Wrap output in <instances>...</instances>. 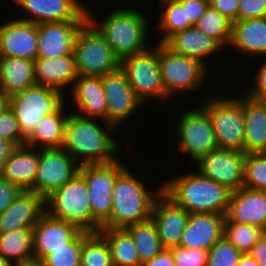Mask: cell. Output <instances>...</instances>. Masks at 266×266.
<instances>
[{"mask_svg":"<svg viewBox=\"0 0 266 266\" xmlns=\"http://www.w3.org/2000/svg\"><path fill=\"white\" fill-rule=\"evenodd\" d=\"M112 129L115 130L116 127L107 124V129H104L93 118L68 113L61 148L80 165L113 162L119 158L115 154L120 143L115 137H111V131H114Z\"/></svg>","mask_w":266,"mask_h":266,"instance_id":"cell-1","label":"cell"},{"mask_svg":"<svg viewBox=\"0 0 266 266\" xmlns=\"http://www.w3.org/2000/svg\"><path fill=\"white\" fill-rule=\"evenodd\" d=\"M163 193L177 206L193 213L225 215L231 190L209 178L195 173L180 174L163 181Z\"/></svg>","mask_w":266,"mask_h":266,"instance_id":"cell-2","label":"cell"},{"mask_svg":"<svg viewBox=\"0 0 266 266\" xmlns=\"http://www.w3.org/2000/svg\"><path fill=\"white\" fill-rule=\"evenodd\" d=\"M127 167L116 177L110 219L101 227L125 228L151 219L155 200L163 193V183L153 192Z\"/></svg>","mask_w":266,"mask_h":266,"instance_id":"cell-3","label":"cell"},{"mask_svg":"<svg viewBox=\"0 0 266 266\" xmlns=\"http://www.w3.org/2000/svg\"><path fill=\"white\" fill-rule=\"evenodd\" d=\"M131 9L132 7L114 9L100 23L87 9V20L103 36L120 60L149 48L146 42L149 36L147 20L150 19H146L147 16L145 17L141 12Z\"/></svg>","mask_w":266,"mask_h":266,"instance_id":"cell-4","label":"cell"},{"mask_svg":"<svg viewBox=\"0 0 266 266\" xmlns=\"http://www.w3.org/2000/svg\"><path fill=\"white\" fill-rule=\"evenodd\" d=\"M89 190L83 176L75 177L45 198V212L53 218L77 226L80 230L97 233L101 226L92 218Z\"/></svg>","mask_w":266,"mask_h":266,"instance_id":"cell-5","label":"cell"},{"mask_svg":"<svg viewBox=\"0 0 266 266\" xmlns=\"http://www.w3.org/2000/svg\"><path fill=\"white\" fill-rule=\"evenodd\" d=\"M73 56L79 76H104L120 68V59L88 20L77 32Z\"/></svg>","mask_w":266,"mask_h":266,"instance_id":"cell-6","label":"cell"},{"mask_svg":"<svg viewBox=\"0 0 266 266\" xmlns=\"http://www.w3.org/2000/svg\"><path fill=\"white\" fill-rule=\"evenodd\" d=\"M64 93L66 92L35 84L10 97L9 107L25 139L43 117L56 113L62 106L67 105V98L63 101Z\"/></svg>","mask_w":266,"mask_h":266,"instance_id":"cell-7","label":"cell"},{"mask_svg":"<svg viewBox=\"0 0 266 266\" xmlns=\"http://www.w3.org/2000/svg\"><path fill=\"white\" fill-rule=\"evenodd\" d=\"M200 105L208 114L219 149L243 152L245 120L243 106L235 97H207Z\"/></svg>","mask_w":266,"mask_h":266,"instance_id":"cell-8","label":"cell"},{"mask_svg":"<svg viewBox=\"0 0 266 266\" xmlns=\"http://www.w3.org/2000/svg\"><path fill=\"white\" fill-rule=\"evenodd\" d=\"M120 69L125 73L128 83L138 99L144 104L150 99L170 100L164 89L159 68L158 43L134 55L120 60Z\"/></svg>","mask_w":266,"mask_h":266,"instance_id":"cell-9","label":"cell"},{"mask_svg":"<svg viewBox=\"0 0 266 266\" xmlns=\"http://www.w3.org/2000/svg\"><path fill=\"white\" fill-rule=\"evenodd\" d=\"M159 68L166 94L194 91L204 84L208 67L199 60L178 54L158 43ZM205 77V78H204Z\"/></svg>","mask_w":266,"mask_h":266,"instance_id":"cell-10","label":"cell"},{"mask_svg":"<svg viewBox=\"0 0 266 266\" xmlns=\"http://www.w3.org/2000/svg\"><path fill=\"white\" fill-rule=\"evenodd\" d=\"M120 161L118 158L110 163L84 164L79 168L88 186L92 218L101 227L110 219L116 177L128 167Z\"/></svg>","mask_w":266,"mask_h":266,"instance_id":"cell-11","label":"cell"},{"mask_svg":"<svg viewBox=\"0 0 266 266\" xmlns=\"http://www.w3.org/2000/svg\"><path fill=\"white\" fill-rule=\"evenodd\" d=\"M177 129L180 151L187 153L194 162L218 149L209 116L201 106L182 113Z\"/></svg>","mask_w":266,"mask_h":266,"instance_id":"cell-12","label":"cell"},{"mask_svg":"<svg viewBox=\"0 0 266 266\" xmlns=\"http://www.w3.org/2000/svg\"><path fill=\"white\" fill-rule=\"evenodd\" d=\"M80 164L62 148L39 149L33 192L48 197L79 173Z\"/></svg>","mask_w":266,"mask_h":266,"instance_id":"cell-13","label":"cell"},{"mask_svg":"<svg viewBox=\"0 0 266 266\" xmlns=\"http://www.w3.org/2000/svg\"><path fill=\"white\" fill-rule=\"evenodd\" d=\"M246 154L231 149H216L201 156L195 163L198 172L231 191L242 187Z\"/></svg>","mask_w":266,"mask_h":266,"instance_id":"cell-14","label":"cell"},{"mask_svg":"<svg viewBox=\"0 0 266 266\" xmlns=\"http://www.w3.org/2000/svg\"><path fill=\"white\" fill-rule=\"evenodd\" d=\"M102 85L107 99L106 122L115 127L127 121L143 104L120 68L102 76Z\"/></svg>","mask_w":266,"mask_h":266,"instance_id":"cell-15","label":"cell"},{"mask_svg":"<svg viewBox=\"0 0 266 266\" xmlns=\"http://www.w3.org/2000/svg\"><path fill=\"white\" fill-rule=\"evenodd\" d=\"M38 50V24L20 18L0 25V56L35 61Z\"/></svg>","mask_w":266,"mask_h":266,"instance_id":"cell-16","label":"cell"},{"mask_svg":"<svg viewBox=\"0 0 266 266\" xmlns=\"http://www.w3.org/2000/svg\"><path fill=\"white\" fill-rule=\"evenodd\" d=\"M18 8L32 16L23 21L44 22L87 21V5L80 0H12ZM84 5V6H83ZM86 6V7H85ZM85 7V8H84Z\"/></svg>","mask_w":266,"mask_h":266,"instance_id":"cell-17","label":"cell"},{"mask_svg":"<svg viewBox=\"0 0 266 266\" xmlns=\"http://www.w3.org/2000/svg\"><path fill=\"white\" fill-rule=\"evenodd\" d=\"M190 213L177 206L162 193L154 202L151 220L154 222L164 249L180 245Z\"/></svg>","mask_w":266,"mask_h":266,"instance_id":"cell-18","label":"cell"},{"mask_svg":"<svg viewBox=\"0 0 266 266\" xmlns=\"http://www.w3.org/2000/svg\"><path fill=\"white\" fill-rule=\"evenodd\" d=\"M85 22L61 21L38 24L37 58L73 55L77 32Z\"/></svg>","mask_w":266,"mask_h":266,"instance_id":"cell-19","label":"cell"},{"mask_svg":"<svg viewBox=\"0 0 266 266\" xmlns=\"http://www.w3.org/2000/svg\"><path fill=\"white\" fill-rule=\"evenodd\" d=\"M80 231L77 226L45 212L32 228L34 259L41 261L53 250L66 246Z\"/></svg>","mask_w":266,"mask_h":266,"instance_id":"cell-20","label":"cell"},{"mask_svg":"<svg viewBox=\"0 0 266 266\" xmlns=\"http://www.w3.org/2000/svg\"><path fill=\"white\" fill-rule=\"evenodd\" d=\"M225 222L250 224L266 232V191L245 187L231 191Z\"/></svg>","mask_w":266,"mask_h":266,"instance_id":"cell-21","label":"cell"},{"mask_svg":"<svg viewBox=\"0 0 266 266\" xmlns=\"http://www.w3.org/2000/svg\"><path fill=\"white\" fill-rule=\"evenodd\" d=\"M45 213V199L31 190H21L0 214V234L19 228H33Z\"/></svg>","mask_w":266,"mask_h":266,"instance_id":"cell-22","label":"cell"},{"mask_svg":"<svg viewBox=\"0 0 266 266\" xmlns=\"http://www.w3.org/2000/svg\"><path fill=\"white\" fill-rule=\"evenodd\" d=\"M70 90L72 98L69 100L73 99L79 111L75 114L85 118L97 117L101 123L110 124L106 122L107 99L102 76H78Z\"/></svg>","mask_w":266,"mask_h":266,"instance_id":"cell-23","label":"cell"},{"mask_svg":"<svg viewBox=\"0 0 266 266\" xmlns=\"http://www.w3.org/2000/svg\"><path fill=\"white\" fill-rule=\"evenodd\" d=\"M224 222L225 215L223 214H190L179 246L209 251L224 236Z\"/></svg>","mask_w":266,"mask_h":266,"instance_id":"cell-24","label":"cell"},{"mask_svg":"<svg viewBox=\"0 0 266 266\" xmlns=\"http://www.w3.org/2000/svg\"><path fill=\"white\" fill-rule=\"evenodd\" d=\"M163 44L173 52L199 60L206 66H208L206 58L224 49L215 39L201 32L195 25L173 33Z\"/></svg>","mask_w":266,"mask_h":266,"instance_id":"cell-25","label":"cell"},{"mask_svg":"<svg viewBox=\"0 0 266 266\" xmlns=\"http://www.w3.org/2000/svg\"><path fill=\"white\" fill-rule=\"evenodd\" d=\"M241 97L237 99L243 106L245 120L243 152L262 153L266 149V101L251 98L247 92Z\"/></svg>","mask_w":266,"mask_h":266,"instance_id":"cell-26","label":"cell"},{"mask_svg":"<svg viewBox=\"0 0 266 266\" xmlns=\"http://www.w3.org/2000/svg\"><path fill=\"white\" fill-rule=\"evenodd\" d=\"M34 76L36 84L64 91L63 89L65 87L68 89L70 84L73 86L79 75L74 56L64 55L54 58H36Z\"/></svg>","mask_w":266,"mask_h":266,"instance_id":"cell-27","label":"cell"},{"mask_svg":"<svg viewBox=\"0 0 266 266\" xmlns=\"http://www.w3.org/2000/svg\"><path fill=\"white\" fill-rule=\"evenodd\" d=\"M38 164L39 149L27 145L16 146L6 159L0 176L21 190L33 191Z\"/></svg>","mask_w":266,"mask_h":266,"instance_id":"cell-28","label":"cell"},{"mask_svg":"<svg viewBox=\"0 0 266 266\" xmlns=\"http://www.w3.org/2000/svg\"><path fill=\"white\" fill-rule=\"evenodd\" d=\"M230 45L251 56L266 57V17L232 22Z\"/></svg>","mask_w":266,"mask_h":266,"instance_id":"cell-29","label":"cell"},{"mask_svg":"<svg viewBox=\"0 0 266 266\" xmlns=\"http://www.w3.org/2000/svg\"><path fill=\"white\" fill-rule=\"evenodd\" d=\"M35 84L34 61L0 56V88L9 97Z\"/></svg>","mask_w":266,"mask_h":266,"instance_id":"cell-30","label":"cell"},{"mask_svg":"<svg viewBox=\"0 0 266 266\" xmlns=\"http://www.w3.org/2000/svg\"><path fill=\"white\" fill-rule=\"evenodd\" d=\"M62 106L56 113L43 117L33 132L25 139V145L38 149L61 148L64 127L68 115ZM39 146V147H38Z\"/></svg>","mask_w":266,"mask_h":266,"instance_id":"cell-31","label":"cell"},{"mask_svg":"<svg viewBox=\"0 0 266 266\" xmlns=\"http://www.w3.org/2000/svg\"><path fill=\"white\" fill-rule=\"evenodd\" d=\"M109 246L114 266H141L137 248L125 228L100 229Z\"/></svg>","mask_w":266,"mask_h":266,"instance_id":"cell-32","label":"cell"},{"mask_svg":"<svg viewBox=\"0 0 266 266\" xmlns=\"http://www.w3.org/2000/svg\"><path fill=\"white\" fill-rule=\"evenodd\" d=\"M0 255L11 264L33 260L32 228L0 234Z\"/></svg>","mask_w":266,"mask_h":266,"instance_id":"cell-33","label":"cell"},{"mask_svg":"<svg viewBox=\"0 0 266 266\" xmlns=\"http://www.w3.org/2000/svg\"><path fill=\"white\" fill-rule=\"evenodd\" d=\"M125 229L135 243L141 264L153 259L164 249L157 228L151 219L129 225Z\"/></svg>","mask_w":266,"mask_h":266,"instance_id":"cell-34","label":"cell"},{"mask_svg":"<svg viewBox=\"0 0 266 266\" xmlns=\"http://www.w3.org/2000/svg\"><path fill=\"white\" fill-rule=\"evenodd\" d=\"M195 26L203 33L215 39L223 48L229 47L232 22L218 10L209 5Z\"/></svg>","mask_w":266,"mask_h":266,"instance_id":"cell-35","label":"cell"},{"mask_svg":"<svg viewBox=\"0 0 266 266\" xmlns=\"http://www.w3.org/2000/svg\"><path fill=\"white\" fill-rule=\"evenodd\" d=\"M162 2V14L158 22L159 30L163 32L158 43H163L170 35L194 26L186 21L185 7H182L177 0H160ZM166 5V6H165Z\"/></svg>","mask_w":266,"mask_h":266,"instance_id":"cell-36","label":"cell"},{"mask_svg":"<svg viewBox=\"0 0 266 266\" xmlns=\"http://www.w3.org/2000/svg\"><path fill=\"white\" fill-rule=\"evenodd\" d=\"M264 230L250 224L224 222V237L243 254H247L257 244Z\"/></svg>","mask_w":266,"mask_h":266,"instance_id":"cell-37","label":"cell"},{"mask_svg":"<svg viewBox=\"0 0 266 266\" xmlns=\"http://www.w3.org/2000/svg\"><path fill=\"white\" fill-rule=\"evenodd\" d=\"M80 266H114L109 246L98 232L84 239Z\"/></svg>","mask_w":266,"mask_h":266,"instance_id":"cell-38","label":"cell"},{"mask_svg":"<svg viewBox=\"0 0 266 266\" xmlns=\"http://www.w3.org/2000/svg\"><path fill=\"white\" fill-rule=\"evenodd\" d=\"M89 234L81 230L66 246L44 257L41 260L43 266H80L82 243Z\"/></svg>","mask_w":266,"mask_h":266,"instance_id":"cell-39","label":"cell"},{"mask_svg":"<svg viewBox=\"0 0 266 266\" xmlns=\"http://www.w3.org/2000/svg\"><path fill=\"white\" fill-rule=\"evenodd\" d=\"M242 187L266 191V157L263 153L246 154Z\"/></svg>","mask_w":266,"mask_h":266,"instance_id":"cell-40","label":"cell"},{"mask_svg":"<svg viewBox=\"0 0 266 266\" xmlns=\"http://www.w3.org/2000/svg\"><path fill=\"white\" fill-rule=\"evenodd\" d=\"M208 252L207 266H237L243 255L224 236Z\"/></svg>","mask_w":266,"mask_h":266,"instance_id":"cell-41","label":"cell"},{"mask_svg":"<svg viewBox=\"0 0 266 266\" xmlns=\"http://www.w3.org/2000/svg\"><path fill=\"white\" fill-rule=\"evenodd\" d=\"M0 138L12 142L15 146L25 145V138L10 107L0 114Z\"/></svg>","mask_w":266,"mask_h":266,"instance_id":"cell-42","label":"cell"},{"mask_svg":"<svg viewBox=\"0 0 266 266\" xmlns=\"http://www.w3.org/2000/svg\"><path fill=\"white\" fill-rule=\"evenodd\" d=\"M175 266H207L208 251L204 249H189L174 247L170 249Z\"/></svg>","mask_w":266,"mask_h":266,"instance_id":"cell-43","label":"cell"},{"mask_svg":"<svg viewBox=\"0 0 266 266\" xmlns=\"http://www.w3.org/2000/svg\"><path fill=\"white\" fill-rule=\"evenodd\" d=\"M266 17V0H239L237 20Z\"/></svg>","mask_w":266,"mask_h":266,"instance_id":"cell-44","label":"cell"},{"mask_svg":"<svg viewBox=\"0 0 266 266\" xmlns=\"http://www.w3.org/2000/svg\"><path fill=\"white\" fill-rule=\"evenodd\" d=\"M185 7L186 21L195 25L210 5L209 0H177Z\"/></svg>","mask_w":266,"mask_h":266,"instance_id":"cell-45","label":"cell"},{"mask_svg":"<svg viewBox=\"0 0 266 266\" xmlns=\"http://www.w3.org/2000/svg\"><path fill=\"white\" fill-rule=\"evenodd\" d=\"M21 189L0 176V214L14 201Z\"/></svg>","mask_w":266,"mask_h":266,"instance_id":"cell-46","label":"cell"},{"mask_svg":"<svg viewBox=\"0 0 266 266\" xmlns=\"http://www.w3.org/2000/svg\"><path fill=\"white\" fill-rule=\"evenodd\" d=\"M266 58V57H265ZM260 69L255 75V86L252 87L247 93L251 98L256 100L266 101V59L263 60ZM257 79V80H256Z\"/></svg>","mask_w":266,"mask_h":266,"instance_id":"cell-47","label":"cell"},{"mask_svg":"<svg viewBox=\"0 0 266 266\" xmlns=\"http://www.w3.org/2000/svg\"><path fill=\"white\" fill-rule=\"evenodd\" d=\"M209 3L230 22L237 20L239 0H209Z\"/></svg>","mask_w":266,"mask_h":266,"instance_id":"cell-48","label":"cell"},{"mask_svg":"<svg viewBox=\"0 0 266 266\" xmlns=\"http://www.w3.org/2000/svg\"><path fill=\"white\" fill-rule=\"evenodd\" d=\"M141 266H175V262L171 250L163 249L157 256L142 263Z\"/></svg>","mask_w":266,"mask_h":266,"instance_id":"cell-49","label":"cell"},{"mask_svg":"<svg viewBox=\"0 0 266 266\" xmlns=\"http://www.w3.org/2000/svg\"><path fill=\"white\" fill-rule=\"evenodd\" d=\"M248 254L256 259L260 266H266V232Z\"/></svg>","mask_w":266,"mask_h":266,"instance_id":"cell-50","label":"cell"},{"mask_svg":"<svg viewBox=\"0 0 266 266\" xmlns=\"http://www.w3.org/2000/svg\"><path fill=\"white\" fill-rule=\"evenodd\" d=\"M15 147L16 146L12 142L0 138V175L5 167L6 159L9 157Z\"/></svg>","mask_w":266,"mask_h":266,"instance_id":"cell-51","label":"cell"},{"mask_svg":"<svg viewBox=\"0 0 266 266\" xmlns=\"http://www.w3.org/2000/svg\"><path fill=\"white\" fill-rule=\"evenodd\" d=\"M237 266H260L256 259L250 256L248 253L243 254L238 262Z\"/></svg>","mask_w":266,"mask_h":266,"instance_id":"cell-52","label":"cell"},{"mask_svg":"<svg viewBox=\"0 0 266 266\" xmlns=\"http://www.w3.org/2000/svg\"><path fill=\"white\" fill-rule=\"evenodd\" d=\"M10 97L0 88V114L9 108Z\"/></svg>","mask_w":266,"mask_h":266,"instance_id":"cell-53","label":"cell"},{"mask_svg":"<svg viewBox=\"0 0 266 266\" xmlns=\"http://www.w3.org/2000/svg\"><path fill=\"white\" fill-rule=\"evenodd\" d=\"M12 266H43V264L40 260L33 259L30 261L14 263Z\"/></svg>","mask_w":266,"mask_h":266,"instance_id":"cell-54","label":"cell"},{"mask_svg":"<svg viewBox=\"0 0 266 266\" xmlns=\"http://www.w3.org/2000/svg\"><path fill=\"white\" fill-rule=\"evenodd\" d=\"M0 266H12V264L0 255Z\"/></svg>","mask_w":266,"mask_h":266,"instance_id":"cell-55","label":"cell"},{"mask_svg":"<svg viewBox=\"0 0 266 266\" xmlns=\"http://www.w3.org/2000/svg\"><path fill=\"white\" fill-rule=\"evenodd\" d=\"M264 155H265V157H266V149L262 152Z\"/></svg>","mask_w":266,"mask_h":266,"instance_id":"cell-56","label":"cell"}]
</instances>
